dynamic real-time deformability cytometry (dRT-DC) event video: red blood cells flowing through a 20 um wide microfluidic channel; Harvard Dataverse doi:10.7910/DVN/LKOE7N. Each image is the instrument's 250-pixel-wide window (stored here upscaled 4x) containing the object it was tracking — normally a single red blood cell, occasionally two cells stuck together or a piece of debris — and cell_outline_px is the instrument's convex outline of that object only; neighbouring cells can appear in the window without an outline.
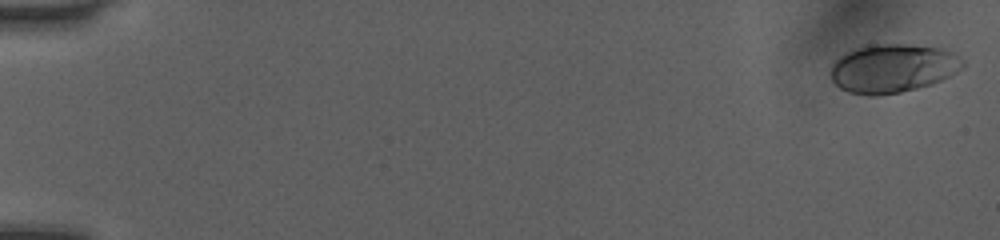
{"species": "human", "species_latin": "Homo sapiens", "temperature_condition": "room temperature", "stored_images_in_passage": 29, "camera_frame_rate_fps": 3000, "um_per_image_px": 0.085, "donor": {"sex": "female"}, "frame": {"image": 1, "passage_image": 1, "time_ms": 0.0, "image_size_px": [1000, 240], "cell_outline_px": [[964, 68], [932, 84], [900, 92], [876, 96], [868, 96], [848, 92], [840, 88], [832, 80], [828, 72], [832, 64], [840, 56], [856, 48], [872, 44], [908, 44], [940, 48], [952, 52], [964, 60]], "centroid_in_image_um": [75.86, 5.81], "position_along_channel_um": 9.1, "area_um2": 37.57}}
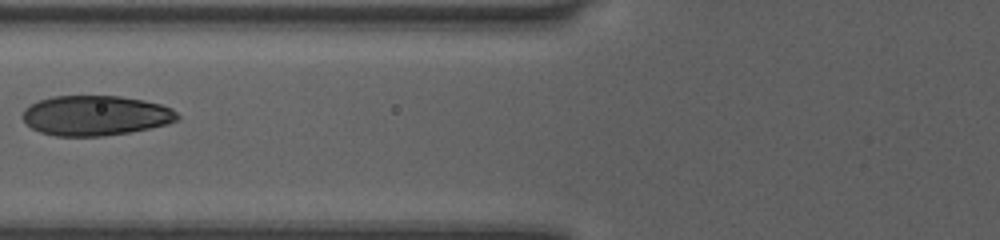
{"frame": {"image": 2, "passage_image": 16, "time_ms": 5.0, "image_size_px": [1000, 240], "cell_outline_px": [[180, 116], [176, 120], [168, 124], [128, 132], [104, 136], [56, 136], [40, 132], [32, 128], [20, 116], [24, 108], [40, 100], [52, 96], [120, 96], [144, 100], [160, 104], [172, 108]], "centroid_in_image_um": [8.11, 9.82], "position_along_channel_um": 117.7, "area_um2": 36.07}}
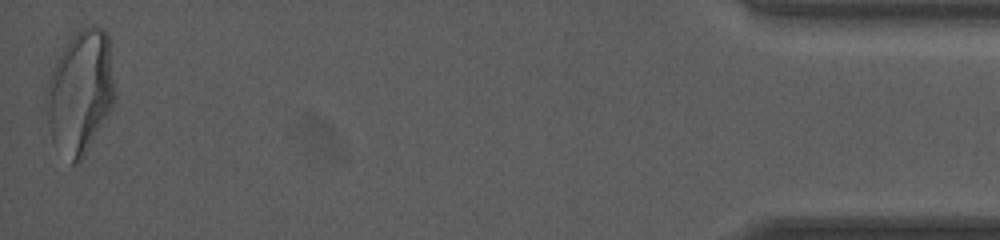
{"frame": {"image": 3, "passage_image": 29, "time_ms": 9.333, "image_size_px": [1000, 240], "cell_outline_px": [[116, 96], [108, 112], [84, 156], [76, 164], [72, 164], [52, 140], [48, 124], [44, 104], [48, 80], [56, 60], [80, 24], [96, 24], [104, 28], [108, 32]], "centroid_in_image_um": [6.82, 7.74], "position_along_channel_um": 428.4, "area_um2": 49.48}}